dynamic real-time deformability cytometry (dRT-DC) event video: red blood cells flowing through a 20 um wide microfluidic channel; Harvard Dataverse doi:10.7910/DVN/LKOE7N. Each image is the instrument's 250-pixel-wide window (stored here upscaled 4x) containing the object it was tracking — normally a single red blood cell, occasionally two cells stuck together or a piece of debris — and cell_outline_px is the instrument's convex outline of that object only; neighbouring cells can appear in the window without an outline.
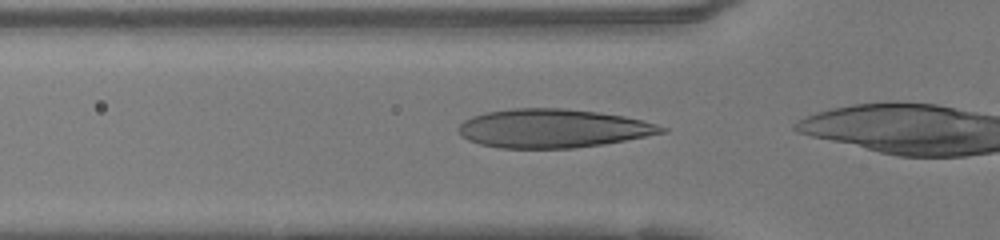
{"species": "human", "species_latin": "Homo sapiens", "temperature_condition": "warm", "stored_images_in_passage": 12, "camera_frame_rate_fps": 3000, "um_per_image_px": 0.085, "donor": {"sex": "female"}, "frame": {"image": 1, "passage_image": 10, "time_ms": 3.0, "image_size_px": [1000, 240], "cell_outline_px": [[668, 132], [604, 144], [572, 148], [500, 148], [480, 144], [468, 140], [460, 136], [460, 124], [464, 120], [472, 116], [484, 112], [512, 108], [564, 108], [600, 112], [624, 116], [656, 124], [668, 128]], "centroid_in_image_um": [46.99, 10.91], "position_along_channel_um": 78.8, "area_um2": 45.84}}